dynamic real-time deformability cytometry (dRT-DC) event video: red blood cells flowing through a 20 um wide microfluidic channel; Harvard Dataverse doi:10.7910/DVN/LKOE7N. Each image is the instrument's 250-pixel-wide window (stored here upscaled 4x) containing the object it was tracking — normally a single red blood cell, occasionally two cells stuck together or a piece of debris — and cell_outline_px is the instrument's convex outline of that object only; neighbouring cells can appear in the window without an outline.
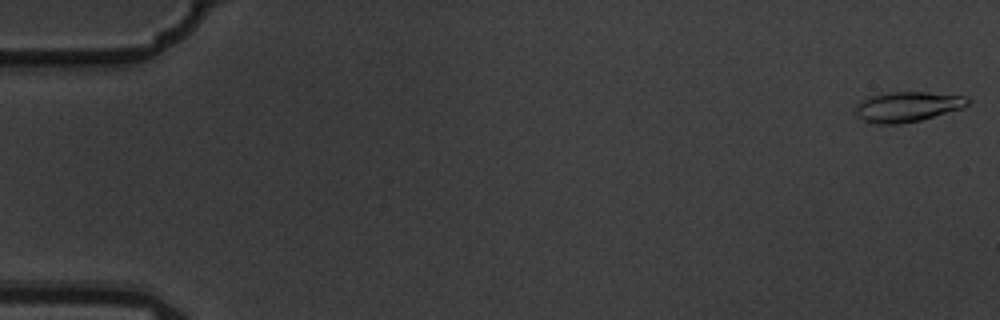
{"species": "common noctule bat (a hibernating species)", "species_latin": "Nyctalus noctula", "temperature_condition": "warm", "stored_images_in_passage": 7, "camera_frame_rate_fps": 3000, "um_per_image_px": 0.085, "animal": {"sex": "male", "body_mass_g": 19.5, "forearm_length_mm": 54.6}, "frame": {"image": 1, "passage_image": 1, "time_ms": 0.0, "image_size_px": [1000, 320], "cell_outline_px": [[972, 100], [964, 108], [920, 120], [896, 124], [876, 124], [864, 120], [856, 116], [856, 104], [860, 100], [868, 96], [888, 92], [928, 92], [968, 96]], "centroid_in_image_um": [77.15, 9.05], "position_along_channel_um": 7.8, "area_um2": 19.94}}
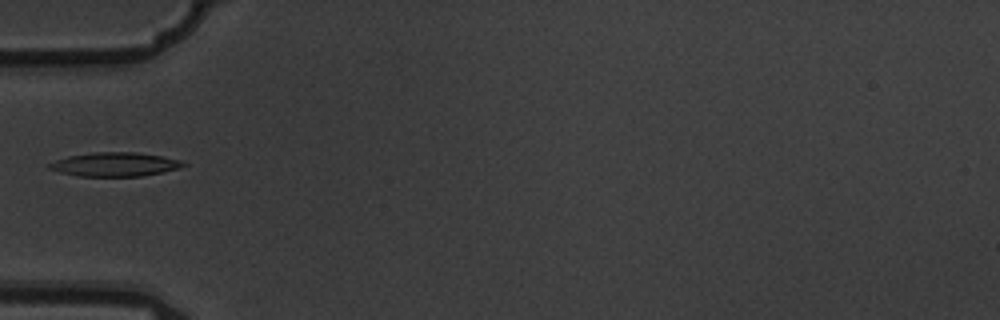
{"frame": {"image": 2, "passage_image": 6, "time_ms": 1.667, "image_size_px": [1000, 320], "cell_outline_px": [[188, 164], [180, 168], [144, 176], [80, 176], [60, 172], [48, 168], [44, 164], [68, 156], [92, 152], [136, 152], [160, 156], [180, 160]], "centroid_in_image_um": [9.74, 13.97], "position_along_channel_um": 75.3, "area_um2": 18.73}}
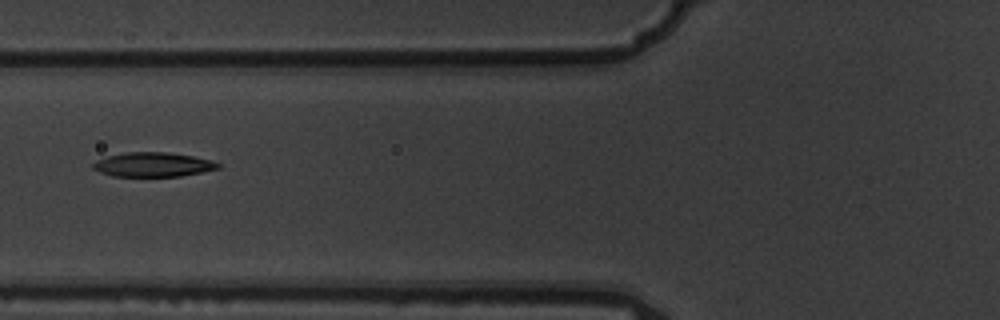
{"frame": {"image": 3, "passage_image": 7, "time_ms": 2.0, "image_size_px": [1000, 320], "cell_outline_px": [[220, 168], [180, 176], [112, 176], [100, 172], [92, 168], [92, 164], [96, 160], [108, 156], [124, 152], [168, 152], [192, 156], [212, 160], [220, 164]], "centroid_in_image_um": [12.98, 13.98], "position_along_channel_um": 112.8, "area_um2": 17.69}}